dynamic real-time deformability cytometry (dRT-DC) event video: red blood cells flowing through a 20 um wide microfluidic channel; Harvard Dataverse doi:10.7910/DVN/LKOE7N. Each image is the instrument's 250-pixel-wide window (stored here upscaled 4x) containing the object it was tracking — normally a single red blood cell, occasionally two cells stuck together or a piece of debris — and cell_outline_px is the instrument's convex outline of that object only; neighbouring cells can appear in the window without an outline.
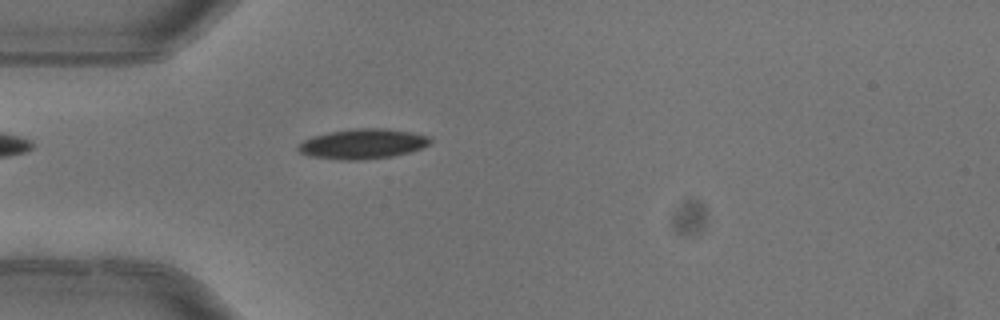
{"species": "common noctule bat (a hibernating species)", "species_latin": "Nyctalus noctula", "temperature_condition": "warm", "stored_images_in_passage": 3, "camera_frame_rate_fps": 3000, "um_per_image_px": 0.085, "animal": {"sex": "female"}, "frame": {"image": 1, "passage_image": 3, "time_ms": 0.667, "image_size_px": [1000, 320], "cell_outline_px": [[432, 144], [408, 152], [392, 156], [360, 160], [340, 160], [308, 156], [300, 152], [296, 148], [296, 144], [312, 136], [328, 132], [356, 128], [384, 128], [432, 136]], "centroid_in_image_um": [30.8, 12.23], "position_along_channel_um": 54.2, "area_um2": 23.24}}